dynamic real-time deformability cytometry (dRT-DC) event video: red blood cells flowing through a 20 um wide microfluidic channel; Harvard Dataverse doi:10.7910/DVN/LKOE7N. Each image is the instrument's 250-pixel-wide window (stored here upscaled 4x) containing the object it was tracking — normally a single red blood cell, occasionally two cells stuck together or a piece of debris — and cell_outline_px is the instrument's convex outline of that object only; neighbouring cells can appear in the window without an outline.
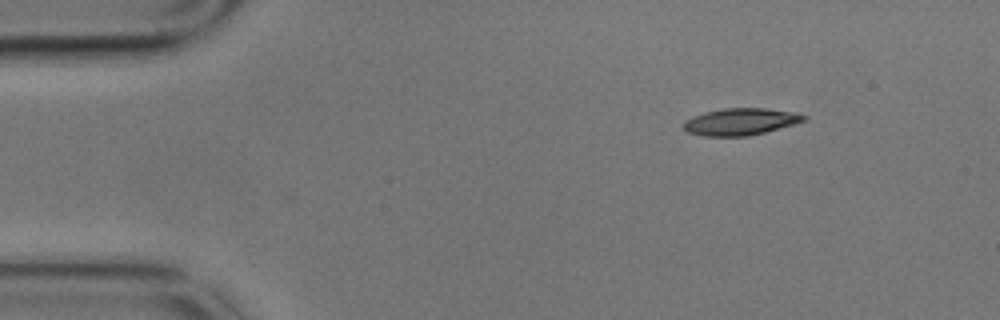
{"species": "common noctule bat (a hibernating species)", "species_latin": "Nyctalus noctula", "temperature_condition": "cold", "stored_images_in_passage": 8, "camera_frame_rate_fps": 3000, "um_per_image_px": 0.085, "animal": {"sex": "male", "body_mass_g": 17.9}, "frame": {"image": 1, "passage_image": 1, "time_ms": 0.0, "image_size_px": [1000, 320], "cell_outline_px": [[808, 120], [764, 132], [748, 136], [704, 136], [688, 132], [684, 128], [684, 120], [692, 116], [704, 112], [724, 108], [764, 108], [796, 112], [808, 116]], "centroid_in_image_um": [62.96, 10.33], "position_along_channel_um": 22.0, "area_um2": 18.9}}
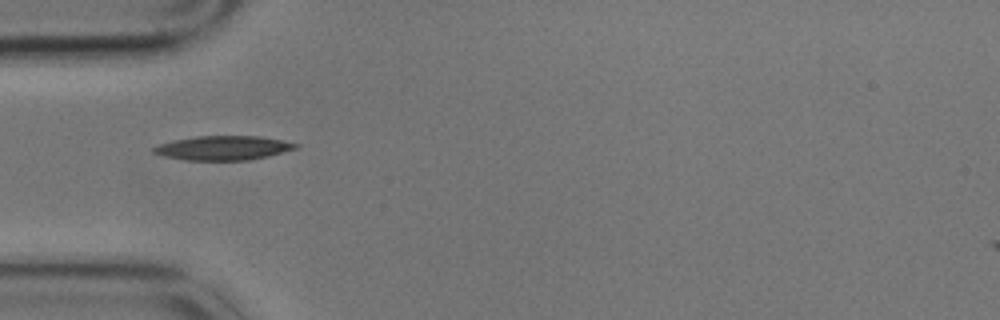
{"frame": {"image": 2, "passage_image": 4, "time_ms": 1.0, "image_size_px": [1000, 320], "cell_outline_px": [[300, 144], [296, 148], [268, 156], [248, 160], [188, 160], [164, 156], [152, 152], [152, 148], [160, 144], [176, 140], [196, 136], [260, 136]], "centroid_in_image_um": [18.97, 12.57], "position_along_channel_um": 66.0, "area_um2": 19.77}}
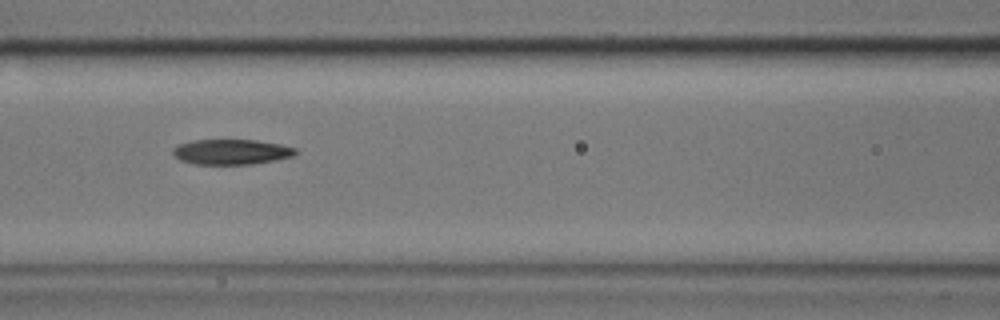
{"frame": {"image": 3, "passage_image": 6, "time_ms": 1.667, "image_size_px": [1000, 320], "cell_outline_px": [[300, 152], [292, 156], [276, 160], [252, 164], [196, 164], [180, 160], [172, 152], [172, 148], [176, 144], [192, 140], [256, 140], [280, 144], [296, 148]], "centroid_in_image_um": [19.67, 12.9], "position_along_channel_um": 146.9, "area_um2": 18.15}}